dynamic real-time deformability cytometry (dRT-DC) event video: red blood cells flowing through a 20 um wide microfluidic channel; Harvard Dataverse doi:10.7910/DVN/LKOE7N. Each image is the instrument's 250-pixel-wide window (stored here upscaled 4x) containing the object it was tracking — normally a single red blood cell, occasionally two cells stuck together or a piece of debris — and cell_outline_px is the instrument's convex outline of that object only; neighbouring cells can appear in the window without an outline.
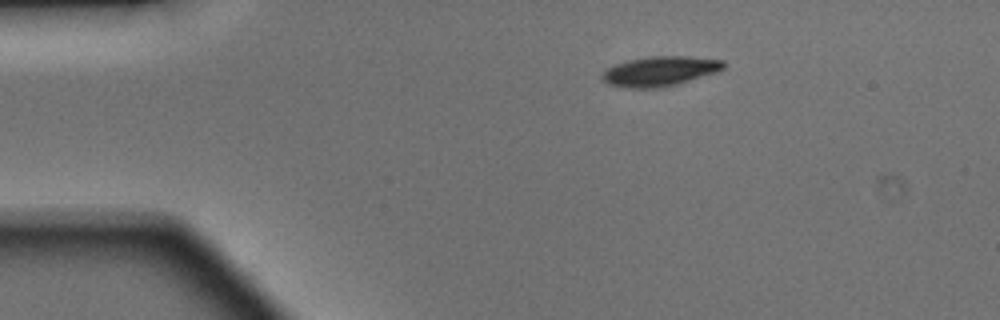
{"species": "Egyptian fruit bat (a non-hibernating species)", "species_latin": "Rousettus aegyptiacus", "temperature_condition": "warm", "stored_images_in_passage": 41, "camera_frame_rate_fps": 3000, "um_per_image_px": 0.085, "animal": {"sex": "male"}, "frame": {"image": 1, "passage_image": 1, "time_ms": 0.0, "image_size_px": [1000, 320], "cell_outline_px": [[724, 68], [716, 72], [676, 84], [660, 88], [624, 88], [608, 84], [600, 76], [600, 72], [604, 68], [628, 60], [652, 56], [684, 56], [724, 60]], "centroid_in_image_um": [56.02, 6.06], "position_along_channel_um": 29.0, "area_um2": 21.1}}
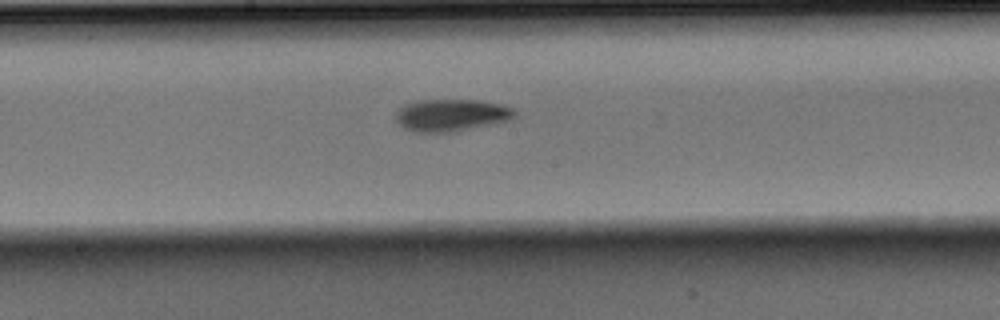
{"frame": {"image": 2, "passage_image": 18, "time_ms": 5.667, "image_size_px": [1000, 320], "cell_outline_px": [[516, 116], [508, 120], [452, 132], [416, 132], [404, 128], [396, 120], [396, 112], [404, 104], [416, 100], [480, 100], [500, 104], [512, 108], [516, 112]], "centroid_in_image_um": [38.33, 9.77], "position_along_channel_um": 209.9, "area_um2": 22.14}}
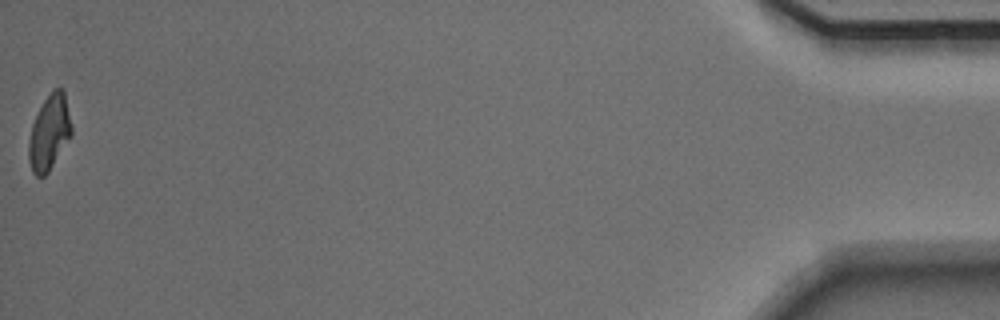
{"frame": {"image": 3, "passage_image": 41, "time_ms": 13.333, "image_size_px": [1000, 320], "cell_outline_px": [[72, 136], [48, 172], [44, 176], [36, 176], [32, 172], [28, 160], [28, 140], [32, 124], [44, 100], [52, 88], [60, 88], [64, 92], [72, 128]], "centroid_in_image_um": [4.18, 11.29], "position_along_channel_um": 431.0, "area_um2": 18.73}, "authors_computed_cell_mechanics": {"area_um2": 20.6924, "velocity_mm_per_s": 4.1622, "shape_relaxation_time_tau1_ms": 3.0728, "shape_relaxation_time_tau2_ms": 4.3786, "deformation_change_tau1": 0.1315, "deformation_change_tau2": 0.1148}}